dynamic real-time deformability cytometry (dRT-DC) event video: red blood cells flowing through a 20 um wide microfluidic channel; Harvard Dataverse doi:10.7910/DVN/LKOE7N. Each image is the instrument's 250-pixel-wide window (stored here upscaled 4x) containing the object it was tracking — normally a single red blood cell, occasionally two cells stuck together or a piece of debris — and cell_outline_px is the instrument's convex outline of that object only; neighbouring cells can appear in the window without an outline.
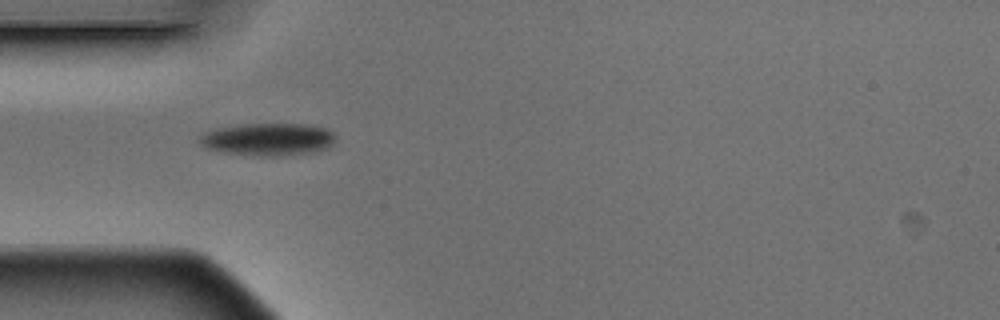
{"species": "Egyptian fruit bat (a non-hibernating species)", "species_latin": "Rousettus aegyptiacus", "temperature_condition": "warm", "stored_images_in_passage": 7, "camera_frame_rate_fps": 3000, "um_per_image_px": 0.085, "animal": {"sex": "male"}, "frame": {"image": 1, "passage_image": 1, "time_ms": 0.0, "image_size_px": [1000, 320], "cell_outline_px": [[336, 140], [328, 148], [316, 152], [280, 156], [256, 156], [224, 152], [204, 148], [200, 144], [200, 136], [204, 132], [216, 128], [244, 124], [304, 124], [328, 128], [336, 136]], "centroid_in_image_um": [22.81, 11.85], "position_along_channel_um": 62.2, "area_um2": 26.07}}
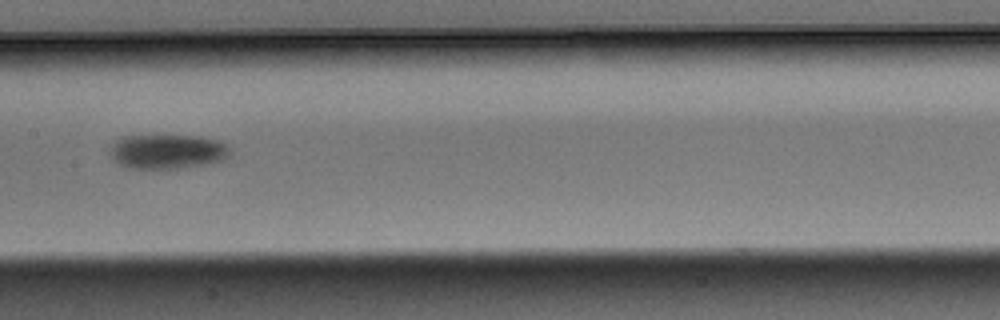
{"frame": {"image": 2, "passage_image": 4, "time_ms": 1.0, "image_size_px": [1000, 320], "cell_outline_px": [[232, 152], [224, 160], [204, 164], [180, 168], [128, 168], [112, 160], [112, 144], [120, 136], [200, 136], [216, 140], [224, 144]], "centroid_in_image_um": [14.22, 12.88], "position_along_channel_um": 193.2, "area_um2": 23.87}}
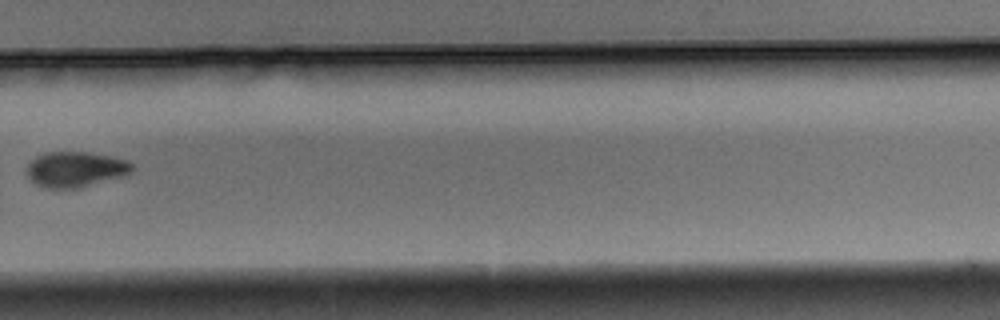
{"frame": {"image": 3, "passage_image": 7, "time_ms": 2.0, "image_size_px": [1000, 320], "cell_outline_px": [[132, 172], [120, 176], [80, 188], [44, 188], [36, 184], [24, 172], [24, 168], [36, 156], [48, 152], [88, 152], [112, 156], [128, 160], [132, 164]], "centroid_in_image_um": [6.37, 14.38], "position_along_channel_um": 323.4, "area_um2": 21.79}}